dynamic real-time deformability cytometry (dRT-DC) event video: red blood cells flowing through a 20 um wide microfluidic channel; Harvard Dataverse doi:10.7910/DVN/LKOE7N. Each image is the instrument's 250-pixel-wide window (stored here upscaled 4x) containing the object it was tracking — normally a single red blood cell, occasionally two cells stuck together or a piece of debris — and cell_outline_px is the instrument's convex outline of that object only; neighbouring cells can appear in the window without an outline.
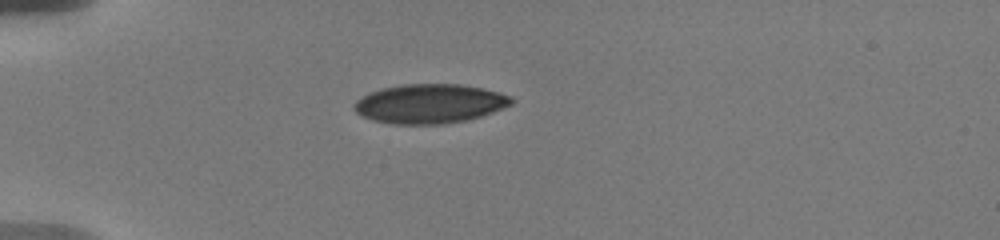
{"species": "human", "species_latin": "Homo sapiens", "temperature_condition": "warm", "stored_images_in_passage": 22, "camera_frame_rate_fps": 3000, "um_per_image_px": 0.085, "donor": {"sex": "male"}, "frame": {"image": 1, "passage_image": 1, "time_ms": 0.0, "image_size_px": [1000, 240], "cell_outline_px": [[516, 100], [512, 104], [492, 112], [468, 120], [444, 124], [392, 124], [372, 120], [360, 116], [352, 108], [352, 104], [360, 96], [368, 92], [380, 88], [404, 84], [460, 84], [484, 88], [500, 92], [512, 96]], "centroid_in_image_um": [36.5, 8.81], "position_along_channel_um": 48.5, "area_um2": 36.53}}
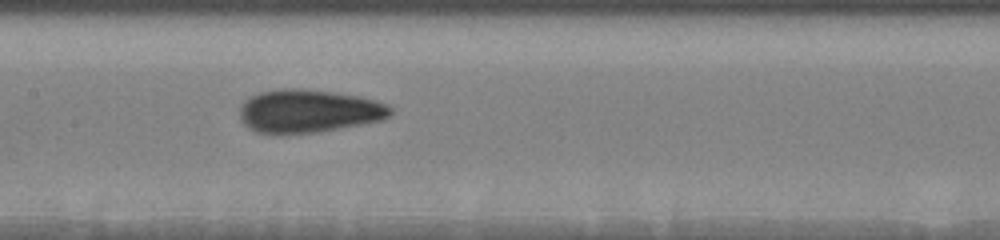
{"frame": {"image": 2, "passage_image": 8, "time_ms": 4.333, "image_size_px": [1000, 240], "cell_outline_px": [[392, 112], [384, 120], [316, 132], [256, 132], [248, 128], [240, 120], [240, 104], [248, 96], [260, 92], [280, 88], [300, 88], [332, 92], [356, 96], [376, 100], [388, 104], [392, 108]], "centroid_in_image_um": [26.21, 9.42], "position_along_channel_um": 181.2, "area_um2": 37.69}}
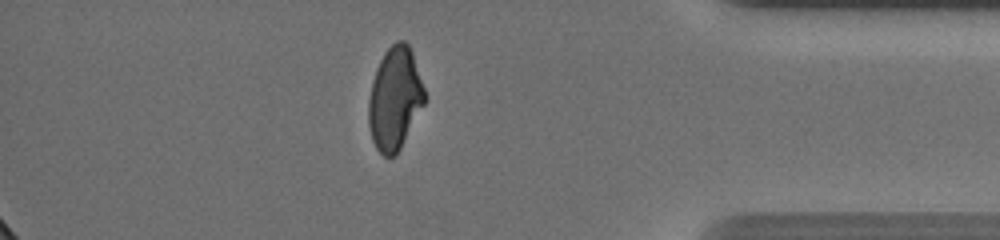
{"frame": {"image": 3, "passage_image": 19, "time_ms": 11.0, "image_size_px": [1000, 240], "cell_outline_px": [[424, 104], [400, 148], [392, 156], [384, 156], [376, 148], [372, 140], [368, 124], [368, 100], [372, 80], [376, 68], [384, 52], [396, 40], [404, 40], [408, 44], [412, 52], [424, 88]], "centroid_in_image_um": [33.53, 8.35], "position_along_channel_um": 401.7, "area_um2": 33.23}, "authors_computed_cell_mechanics": {"area_um2": 36.6163, "velocity_mm_per_s": 3.6732, "shape_relaxation_time_tau1_ms": 5.6634, "shape_relaxation_time_tau2_ms": 0.9052, "deformation_change_tau1": 0.1838, "deformation_change_tau2": 0.0517}}